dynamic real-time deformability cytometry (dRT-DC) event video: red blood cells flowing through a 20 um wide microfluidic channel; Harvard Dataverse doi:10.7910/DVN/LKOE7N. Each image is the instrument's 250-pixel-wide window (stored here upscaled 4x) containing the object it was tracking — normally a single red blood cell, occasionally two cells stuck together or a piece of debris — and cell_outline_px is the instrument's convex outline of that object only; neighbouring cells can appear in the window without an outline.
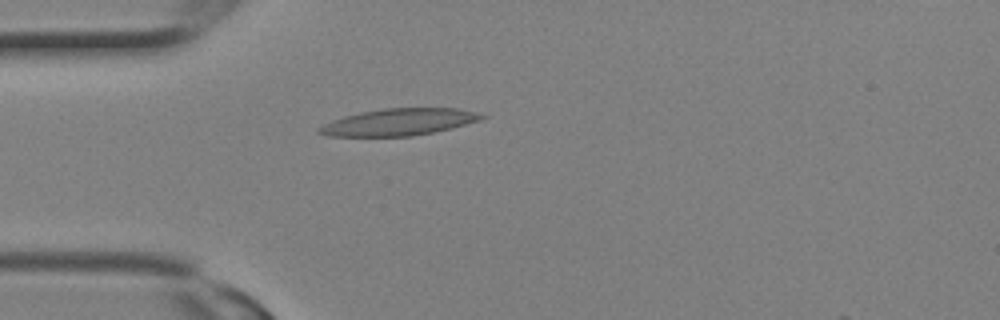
{"species": "Egyptian fruit bat (a non-hibernating species)", "species_latin": "Rousettus aegyptiacus", "temperature_condition": "room temperature", "stored_images_in_passage": 4, "camera_frame_rate_fps": 3000, "um_per_image_px": 0.085, "animal": {"sex": "female"}, "frame": {"image": 1, "passage_image": 3, "time_ms": 0.667, "image_size_px": [1000, 320], "cell_outline_px": [[488, 116], [480, 120], [452, 128], [412, 136], [328, 136], [316, 132], [316, 128], [332, 120], [344, 116], [360, 112], [384, 108], [460, 108], [476, 112]], "centroid_in_image_um": [33.9, 10.37], "position_along_channel_um": 51.1, "area_um2": 25.49}}